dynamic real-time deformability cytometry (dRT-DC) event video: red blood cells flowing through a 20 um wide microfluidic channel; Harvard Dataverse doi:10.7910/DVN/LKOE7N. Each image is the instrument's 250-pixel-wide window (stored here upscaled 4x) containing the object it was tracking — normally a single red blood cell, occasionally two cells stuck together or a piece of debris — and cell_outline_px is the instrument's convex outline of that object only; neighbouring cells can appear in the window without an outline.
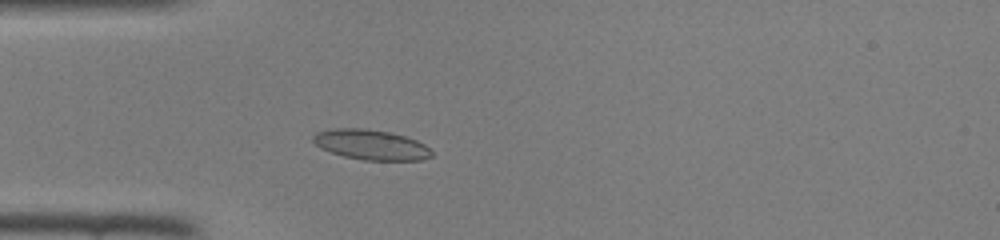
{"species": "common noctule bat (a hibernating species)", "species_latin": "Nyctalus noctula", "temperature_condition": "room temperature", "stored_images_in_passage": 35, "camera_frame_rate_fps": 3000, "um_per_image_px": 0.085, "animal": {"sex": "female", "body_mass_g": 22.0, "forearm_length_mm": 56.7}, "frame": {"image": 1, "passage_image": 2, "time_ms": 0.333, "image_size_px": [1000, 240], "cell_outline_px": [[432, 156], [420, 160], [364, 160], [344, 156], [320, 148], [312, 140], [312, 136], [316, 132], [336, 128], [364, 128], [388, 132], [404, 136], [416, 140], [424, 144], [432, 152]], "centroid_in_image_um": [31.51, 12.3], "position_along_channel_um": 53.5, "area_um2": 20.63}}
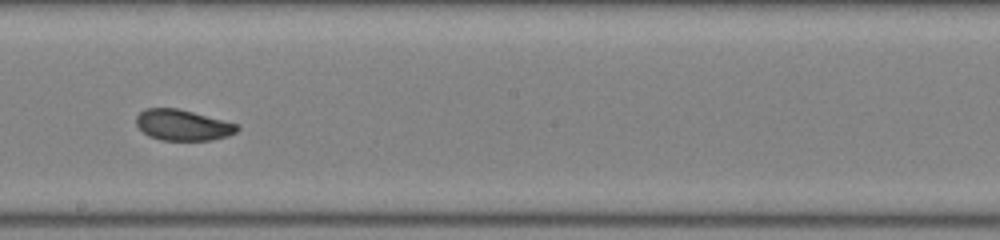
{"frame": {"image": 2, "passage_image": 15, "time_ms": 4.667, "image_size_px": [1000, 240], "cell_outline_px": [[240, 128], [236, 132], [228, 136], [212, 140], [160, 140], [148, 136], [136, 124], [136, 116], [144, 108], [176, 108], [192, 112], [236, 124]], "centroid_in_image_um": [15.5, 10.64], "position_along_channel_um": 232.7, "area_um2": 17.98}}
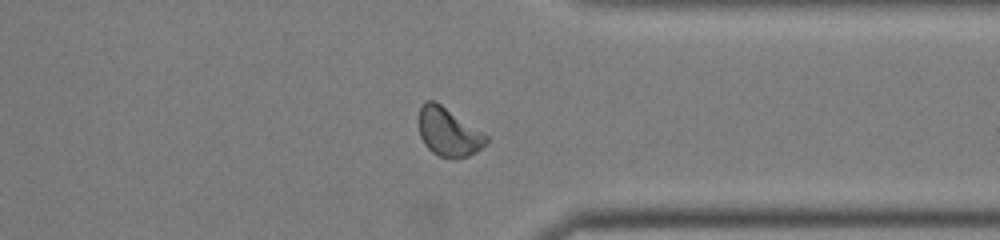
{"frame": {"image": 3, "passage_image": 25, "time_ms": 8.0, "image_size_px": [1000, 240], "cell_outline_px": [[488, 144], [476, 152], [468, 156], [456, 160], [440, 156], [432, 152], [424, 144], [420, 136], [416, 120], [420, 108], [424, 100], [436, 100], [484, 132], [488, 136]], "centroid_in_image_um": [38.11, 11.21], "position_along_channel_um": 373.3, "area_um2": 19.83}}